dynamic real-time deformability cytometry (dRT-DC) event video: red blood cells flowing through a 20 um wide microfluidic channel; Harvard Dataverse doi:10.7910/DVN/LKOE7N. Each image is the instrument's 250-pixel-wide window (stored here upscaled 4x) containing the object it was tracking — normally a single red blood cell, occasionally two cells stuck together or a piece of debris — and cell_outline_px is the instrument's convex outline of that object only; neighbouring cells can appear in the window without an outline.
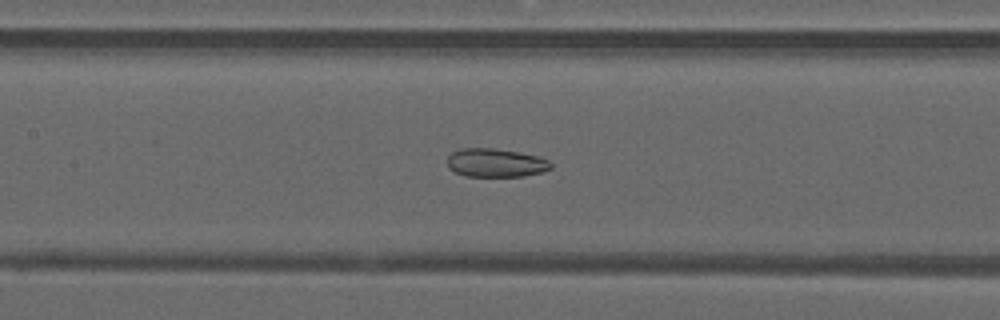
{"species": "common noctule bat (a hibernating species)", "species_latin": "Nyctalus noctula", "temperature_condition": "warm", "stored_images_in_passage": 41, "camera_frame_rate_fps": 3000, "um_per_image_px": 0.085, "animal": {"sex": "male", "forearm_length_mm": 52.5}, "frame": {"image": 1, "passage_image": 23, "time_ms": 7.333, "image_size_px": [1000, 320], "cell_outline_px": [[552, 168], [540, 172], [524, 176], [464, 176], [448, 168], [448, 156], [452, 152], [460, 148], [492, 148], [520, 152], [540, 156], [548, 160], [552, 164]], "centroid_in_image_um": [42.14, 13.83], "position_along_channel_um": 165.3, "area_um2": 17.28}}
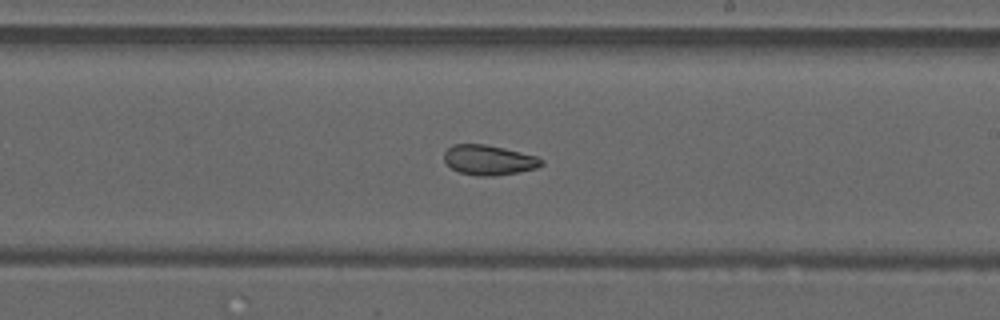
{"frame": {"image": 2, "passage_image": 29, "time_ms": 9.333, "image_size_px": [1000, 320], "cell_outline_px": [[544, 164], [536, 168], [520, 172], [492, 176], [476, 176], [460, 172], [452, 168], [444, 160], [444, 152], [452, 144], [484, 144], [536, 156], [544, 160]], "centroid_in_image_um": [41.55, 13.61], "position_along_channel_um": 247.5, "area_um2": 16.88}}
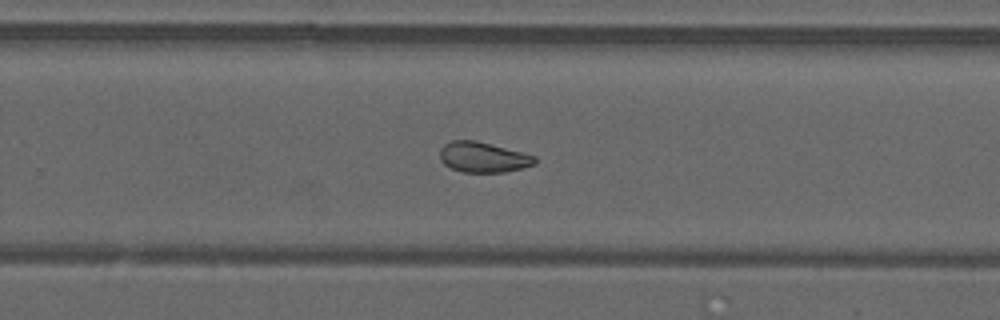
{"frame": {"image": 3, "passage_image": 32, "time_ms": 10.333, "image_size_px": [1000, 320], "cell_outline_px": [[536, 164], [504, 172], [464, 172], [452, 168], [444, 164], [440, 160], [440, 148], [444, 144], [452, 140], [476, 140], [536, 156]], "centroid_in_image_um": [41.04, 13.35], "position_along_channel_um": 288.8, "area_um2": 16.7}, "authors_computed_cell_mechanics": {"area_um2": 19.363, "velocity_mm_per_s": 4.1313, "shape_relaxation_time_tau1_ms": null, "shape_relaxation_time_tau2_ms": 2.5847, "deformation_change_tau1": null, "deformation_change_tau2": 0.086}}